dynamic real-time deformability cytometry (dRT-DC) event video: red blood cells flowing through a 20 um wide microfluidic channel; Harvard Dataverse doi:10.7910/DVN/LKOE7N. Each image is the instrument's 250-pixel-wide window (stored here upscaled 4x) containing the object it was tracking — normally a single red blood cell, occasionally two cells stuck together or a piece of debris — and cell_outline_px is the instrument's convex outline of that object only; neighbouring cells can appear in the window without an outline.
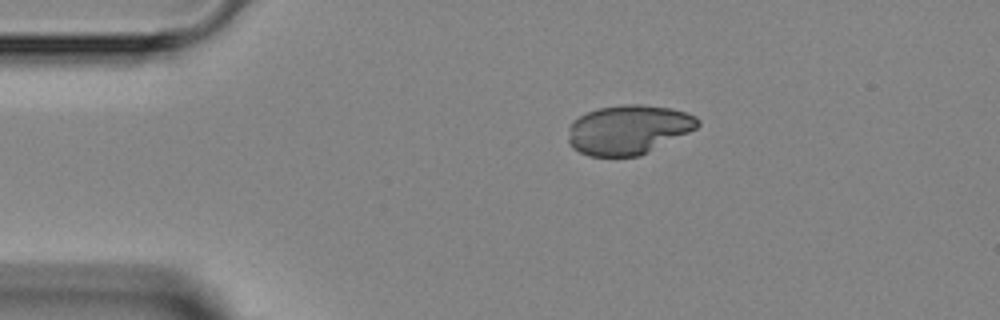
{"species": "Egyptian fruit bat (a non-hibernating species)", "species_latin": "Rousettus aegyptiacus", "temperature_condition": "room temperature", "stored_images_in_passage": 1, "camera_frame_rate_fps": 3000, "um_per_image_px": 0.085, "animal": {"sex": "female"}, "frame": {"image": 1, "passage_image": 1, "time_ms": 0.0, "image_size_px": [1000, 320], "cell_outline_px": [[700, 124], [696, 128], [640, 156], [588, 156], [572, 148], [568, 144], [568, 128], [572, 120], [588, 112], [600, 108], [620, 104], [644, 104], [668, 108], [684, 112], [696, 116], [700, 120]], "centroid_in_image_um": [53.37, 11.02], "position_along_channel_um": 31.6, "area_um2": 37.22}}